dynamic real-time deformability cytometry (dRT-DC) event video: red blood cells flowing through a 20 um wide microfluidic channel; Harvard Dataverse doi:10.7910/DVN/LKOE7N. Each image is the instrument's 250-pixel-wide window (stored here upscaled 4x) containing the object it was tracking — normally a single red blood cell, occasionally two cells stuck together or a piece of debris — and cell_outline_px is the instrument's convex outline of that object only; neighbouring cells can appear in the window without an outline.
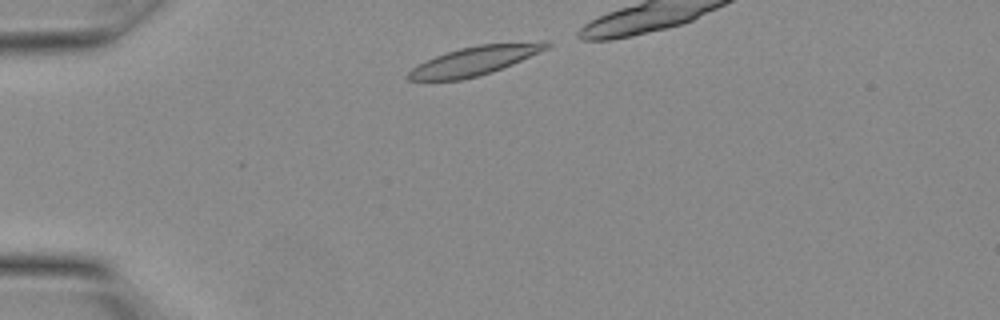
{"species": "Egyptian fruit bat (a non-hibernating species)", "species_latin": "Rousettus aegyptiacus", "temperature_condition": "warm", "stored_images_in_passage": 7, "camera_frame_rate_fps": 3000, "um_per_image_px": 0.085, "animal": {"sex": "female"}, "frame": {"image": 1, "passage_image": 1, "time_ms": 0.0, "image_size_px": [1000, 320], "cell_outline_px": [[552, 44], [548, 48], [504, 68], [480, 76], [460, 80], [408, 80], [404, 76], [412, 68], [436, 56], [460, 48], [480, 44], [548, 40]], "centroid_in_image_um": [40.41, 5.15], "position_along_channel_um": 44.6, "area_um2": 23.41}}
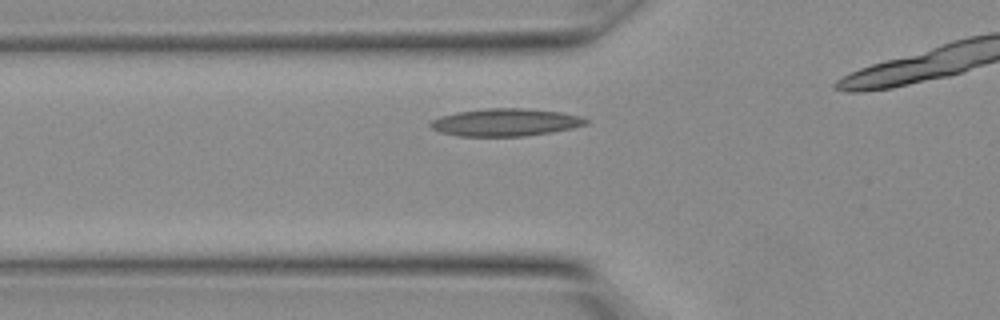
{"frame": {"image": 2, "passage_image": 4, "time_ms": 1.0, "image_size_px": [1000, 320], "cell_outline_px": [[588, 124], [572, 128], [552, 132], [524, 136], [456, 136], [440, 132], [432, 128], [428, 124], [432, 120], [440, 116], [456, 112], [488, 108], [524, 108], [560, 112], [580, 116], [588, 120]], "centroid_in_image_um": [42.95, 10.4], "position_along_channel_um": 82.9, "area_um2": 24.97}}
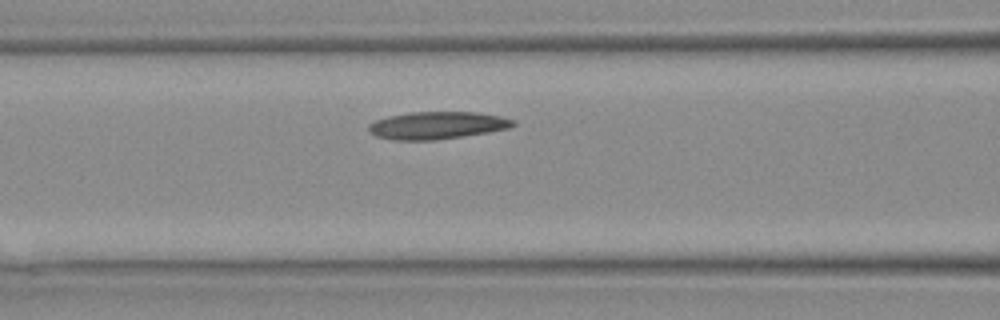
{"frame": {"image": 3, "passage_image": 6, "time_ms": 1.667, "image_size_px": [1000, 320], "cell_outline_px": [[516, 124], [512, 128], [488, 132], [432, 140], [392, 140], [376, 136], [368, 132], [368, 124], [376, 120], [388, 116], [412, 112], [476, 112], [500, 116], [516, 120]], "centroid_in_image_um": [37.16, 10.65], "position_along_channel_um": 129.4, "area_um2": 23.12}}